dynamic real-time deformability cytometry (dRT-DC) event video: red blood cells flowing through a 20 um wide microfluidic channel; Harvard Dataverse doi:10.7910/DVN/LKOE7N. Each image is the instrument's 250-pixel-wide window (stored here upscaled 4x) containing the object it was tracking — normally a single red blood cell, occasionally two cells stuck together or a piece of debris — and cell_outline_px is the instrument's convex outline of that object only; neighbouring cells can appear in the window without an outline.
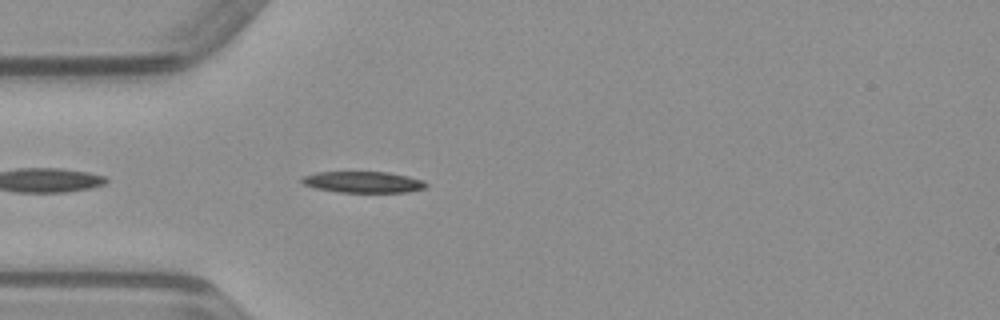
{"species": "common noctule bat (a hibernating species)", "species_latin": "Nyctalus noctula", "temperature_condition": "warm", "stored_images_in_passage": 16, "camera_frame_rate_fps": 3000, "um_per_image_px": 0.085, "animal": {"sex": "male", "body_mass_g": 23.1, "forearm_length_mm": 52.7}, "frame": {"image": 1, "passage_image": 3, "time_ms": 0.667, "image_size_px": [1000, 320], "cell_outline_px": [[428, 184], [424, 188], [408, 192], [340, 192], [316, 188], [304, 184], [300, 180], [304, 176], [316, 172], [388, 172], [408, 176], [424, 180]], "centroid_in_image_um": [30.9, 15.47], "position_along_channel_um": 54.1, "area_um2": 15.32}}
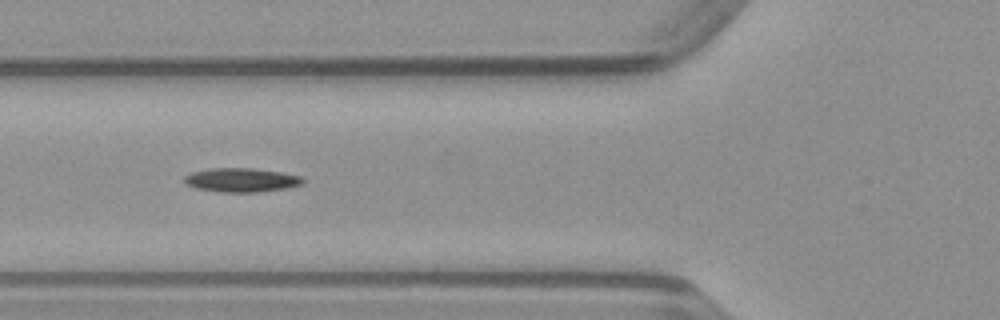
{"frame": {"image": 2, "passage_image": 7, "time_ms": 2.0, "image_size_px": [1000, 320], "cell_outline_px": [[304, 184], [288, 188], [256, 192], [220, 192], [196, 188], [188, 184], [184, 180], [184, 176], [192, 172], [212, 168], [252, 168], [280, 172], [300, 176], [304, 180]], "centroid_in_image_um": [20.54, 15.3], "position_along_channel_um": 105.3, "area_um2": 16.47}}
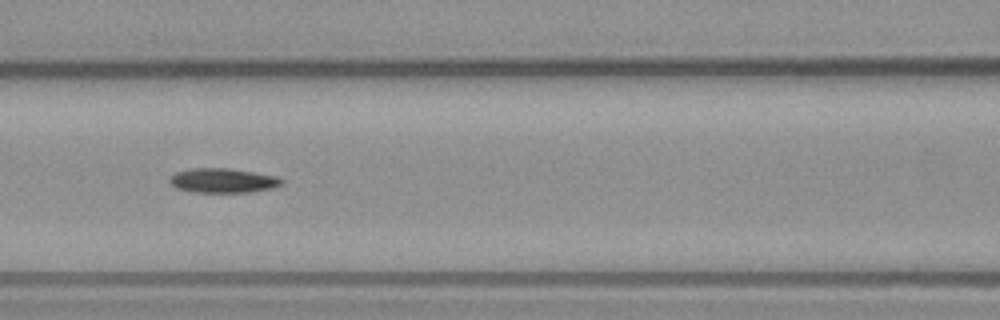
{"frame": {"image": 3, "passage_image": 10, "time_ms": 3.0, "image_size_px": [1000, 320], "cell_outline_px": [[284, 184], [272, 188], [248, 192], [192, 192], [176, 188], [168, 180], [168, 176], [176, 172], [188, 168], [228, 168], [276, 176], [284, 180]], "centroid_in_image_um": [18.91, 15.34], "position_along_channel_um": 147.7, "area_um2": 16.07}}